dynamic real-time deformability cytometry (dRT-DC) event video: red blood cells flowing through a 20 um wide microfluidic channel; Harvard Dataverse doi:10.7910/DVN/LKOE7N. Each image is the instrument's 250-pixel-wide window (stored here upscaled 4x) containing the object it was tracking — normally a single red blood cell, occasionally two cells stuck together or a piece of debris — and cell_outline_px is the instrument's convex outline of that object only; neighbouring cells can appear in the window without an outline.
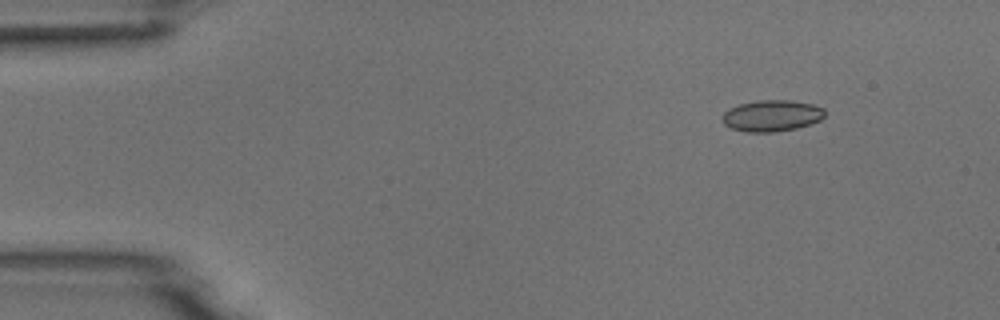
{"species": "common noctule bat (a hibernating species)", "species_latin": "Nyctalus noctula", "temperature_condition": "room temperature", "stored_images_in_passage": 10, "camera_frame_rate_fps": 3000, "um_per_image_px": 0.085, "animal": {"sex": "male", "body_mass_g": 18.8}, "frame": {"image": 1, "passage_image": 1, "time_ms": 0.0, "image_size_px": [1000, 320], "cell_outline_px": [[824, 116], [820, 120], [796, 128], [776, 132], [744, 132], [732, 128], [724, 124], [724, 112], [728, 108], [740, 104], [756, 100], [788, 100], [812, 104], [824, 108]], "centroid_in_image_um": [65.59, 9.83], "position_along_channel_um": 19.4, "area_um2": 18.61}}
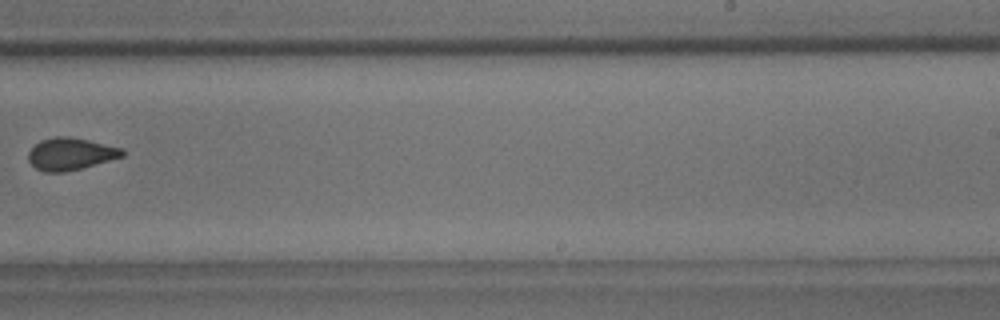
{"frame": {"image": 2, "passage_image": 9, "time_ms": 9.333, "image_size_px": [1000, 320], "cell_outline_px": [[124, 156], [80, 168], [64, 172], [44, 172], [36, 168], [28, 160], [28, 152], [40, 140], [56, 136], [68, 136], [88, 140], [124, 148]], "centroid_in_image_um": [5.99, 13.07], "position_along_channel_um": 283.0, "area_um2": 17.51}}
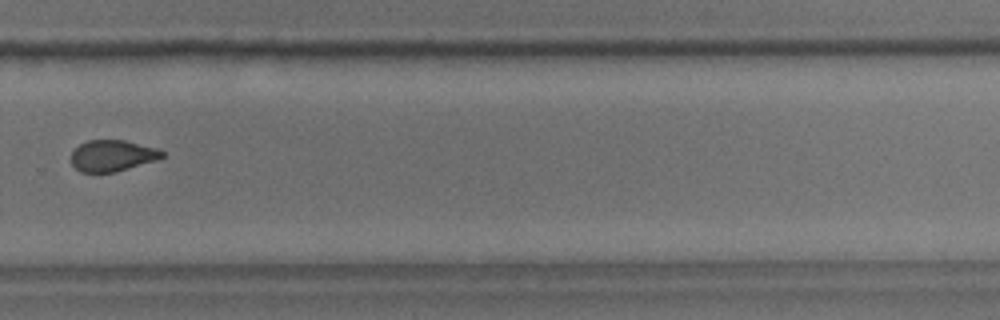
{"frame": {"image": 3, "passage_image": 10, "time_ms": 10.333, "image_size_px": [1000, 320], "cell_outline_px": [[164, 156], [156, 160], [116, 172], [80, 172], [72, 164], [72, 152], [80, 144], [88, 140], [124, 140], [156, 148], [164, 152]], "centroid_in_image_um": [9.55, 13.23], "position_along_channel_um": 320.3, "area_um2": 16.42}}